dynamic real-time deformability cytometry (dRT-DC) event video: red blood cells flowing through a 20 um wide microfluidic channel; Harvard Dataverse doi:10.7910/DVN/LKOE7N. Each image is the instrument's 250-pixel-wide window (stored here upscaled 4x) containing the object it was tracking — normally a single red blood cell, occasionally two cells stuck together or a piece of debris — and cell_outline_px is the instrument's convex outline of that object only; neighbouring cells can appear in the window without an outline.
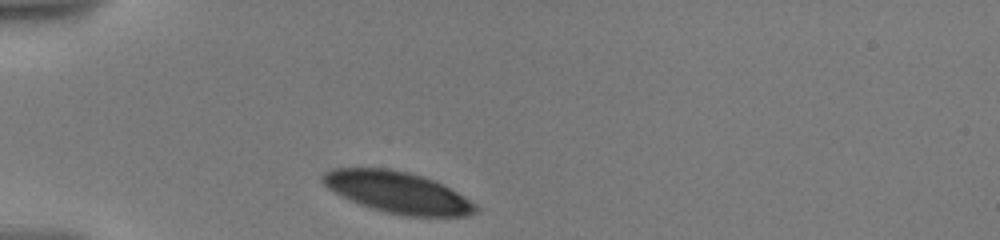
{"species": "human", "species_latin": "Homo sapiens", "temperature_condition": "warm", "stored_images_in_passage": 3, "camera_frame_rate_fps": 3000, "um_per_image_px": 0.085, "donor": {"sex": "male"}, "frame": {"image": 1, "passage_image": 1, "time_ms": 0.0, "image_size_px": [1000, 240], "cell_outline_px": [[480, 212], [468, 216], [404, 216], [384, 212], [360, 204], [328, 188], [320, 180], [320, 176], [324, 172], [332, 168], [388, 168], [408, 172], [444, 184], [476, 204], [480, 208]], "centroid_in_image_um": [33.83, 16.35], "position_along_channel_um": 51.2, "area_um2": 36.88}}
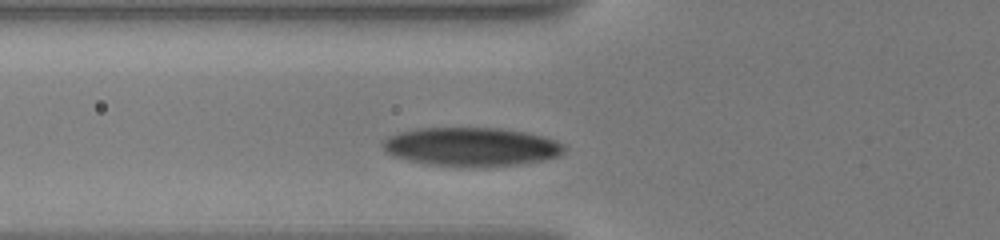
{"frame": {"image": 2, "passage_image": 3, "time_ms": 1.667, "image_size_px": [1000, 240], "cell_outline_px": [[568, 148], [560, 156], [544, 160], [520, 164], [472, 168], [468, 168], [428, 164], [392, 156], [384, 152], [380, 144], [380, 140], [388, 136], [400, 132], [416, 128], [500, 128], [524, 132], [544, 136], [556, 140], [564, 144]], "centroid_in_image_um": [40.05, 12.49], "position_along_channel_um": 85.7, "area_um2": 41.73}}